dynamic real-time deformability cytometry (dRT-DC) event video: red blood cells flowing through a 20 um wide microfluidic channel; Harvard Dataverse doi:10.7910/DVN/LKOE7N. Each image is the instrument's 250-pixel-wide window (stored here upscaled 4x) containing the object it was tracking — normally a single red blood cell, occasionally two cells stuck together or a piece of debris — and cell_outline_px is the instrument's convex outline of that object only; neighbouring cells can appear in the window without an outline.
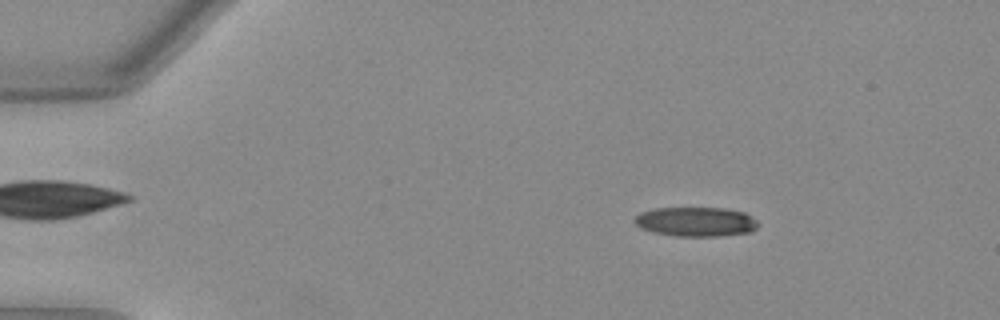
{"species": "Egyptian fruit bat (a non-hibernating species)", "species_latin": "Rousettus aegyptiacus", "temperature_condition": "warm", "stored_images_in_passage": 52, "camera_frame_rate_fps": 3000, "um_per_image_px": 0.085, "animal": {"sex": "female"}, "frame": {"image": 1, "passage_image": 8, "time_ms": 2.333, "image_size_px": [1000, 320], "cell_outline_px": [[756, 228], [752, 232], [720, 236], [676, 236], [656, 232], [640, 228], [632, 220], [640, 212], [656, 208], [724, 208], [744, 212], [756, 220]], "centroid_in_image_um": [59.14, 18.84], "position_along_channel_um": 25.9, "area_um2": 21.1}}
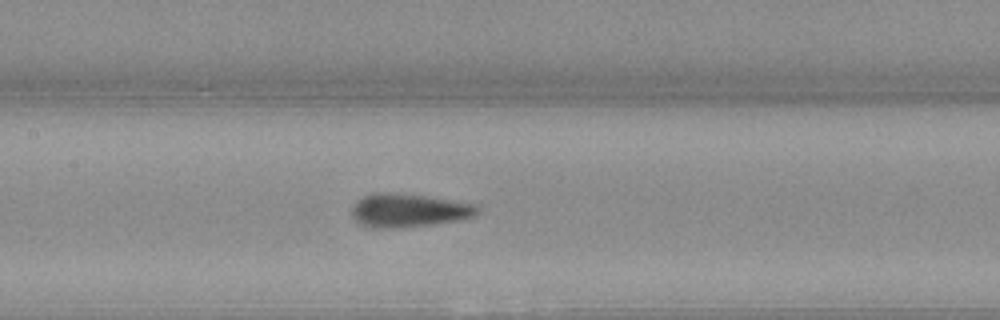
{"frame": {"image": 2, "passage_image": 25, "time_ms": 8.0, "image_size_px": [1000, 320], "cell_outline_px": [[480, 212], [476, 216], [456, 220], [428, 224], [392, 228], [376, 228], [364, 224], [356, 220], [352, 212], [352, 208], [356, 200], [364, 196], [376, 192], [388, 192], [424, 196], [480, 204]], "centroid_in_image_um": [34.79, 17.86], "position_along_channel_um": 172.6, "area_um2": 24.22}}
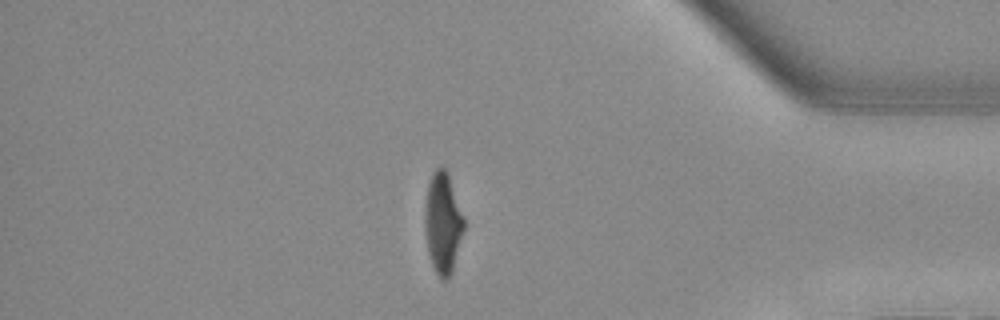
{"frame": {"image": 3, "passage_image": 44, "time_ms": 14.333, "image_size_px": [1000, 320], "cell_outline_px": [[464, 228], [452, 268], [448, 276], [444, 280], [440, 280], [432, 264], [428, 252], [424, 228], [424, 208], [428, 184], [432, 172], [436, 168], [444, 168], [448, 172], [464, 220]], "centroid_in_image_um": [37.6, 18.91], "position_along_channel_um": 397.6, "area_um2": 22.6}, "authors_computed_cell_mechanics": {"area_um2": 23.3512, "velocity_mm_per_s": 4.0081, "shape_relaxation_time_tau1_ms": 4.6828, "shape_relaxation_time_tau2_ms": 0.7724, "deformation_change_tau1": 0.2097, "deformation_change_tau2": 0.0809}}